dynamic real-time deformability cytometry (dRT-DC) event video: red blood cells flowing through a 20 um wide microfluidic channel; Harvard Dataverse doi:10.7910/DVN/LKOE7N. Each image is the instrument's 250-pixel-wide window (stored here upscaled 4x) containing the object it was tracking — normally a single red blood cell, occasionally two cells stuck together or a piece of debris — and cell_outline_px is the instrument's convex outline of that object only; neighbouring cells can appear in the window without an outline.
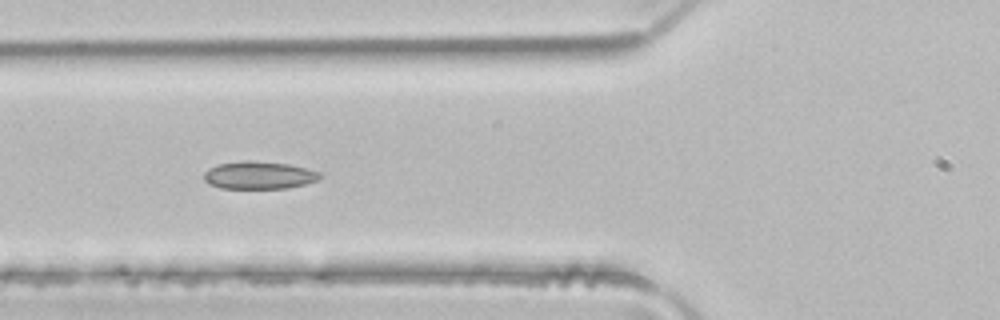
{"species": "common noctule bat (a hibernating species)", "species_latin": "Nyctalus noctula", "temperature_condition": "room temperature", "stored_images_in_passage": 7, "camera_frame_rate_fps": 3000, "um_per_image_px": 0.085, "animal": {"sex": "male", "body_mass_g": 21.5, "forearm_length_mm": 52.0}, "frame": {"image": 1, "passage_image": 5, "time_ms": 1.333, "image_size_px": [1000, 320], "cell_outline_px": [[320, 176], [316, 180], [304, 184], [288, 188], [220, 188], [208, 184], [204, 180], [204, 172], [208, 168], [220, 164], [248, 160], [288, 164], [320, 172]], "centroid_in_image_um": [21.96, 14.9], "position_along_channel_um": 103.8, "area_um2": 18.44}}
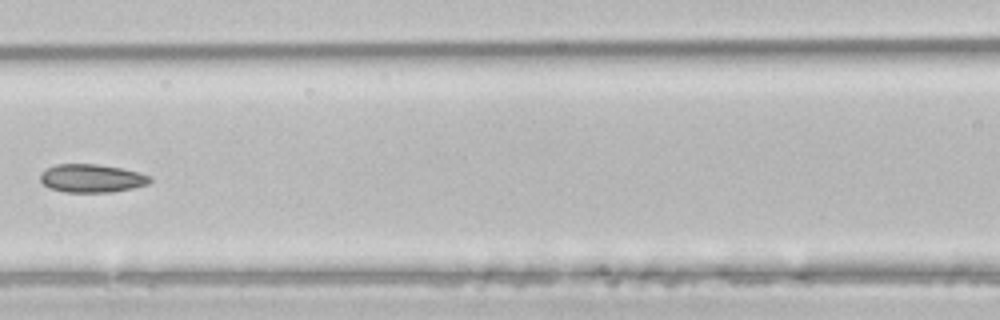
{"frame": {"image": 2, "passage_image": 6, "time_ms": 1.667, "image_size_px": [1000, 320], "cell_outline_px": [[152, 180], [148, 184], [132, 188], [112, 192], [64, 192], [48, 188], [40, 180], [40, 172], [56, 164], [96, 164], [120, 168], [152, 176]], "centroid_in_image_um": [7.77, 15.16], "position_along_channel_um": 158.8, "area_um2": 18.03}}
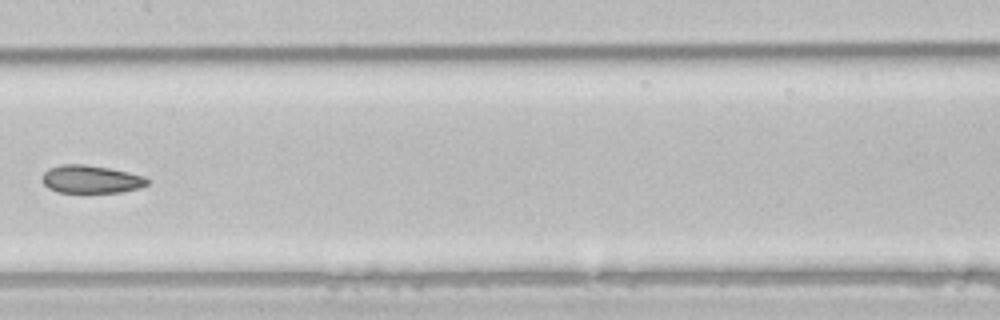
{"frame": {"image": 3, "passage_image": 7, "time_ms": 2.0, "image_size_px": [1000, 320], "cell_outline_px": [[148, 184], [140, 188], [120, 192], [56, 192], [48, 188], [40, 180], [40, 176], [48, 168], [60, 164], [84, 164], [108, 168], [128, 172], [144, 176], [148, 180]], "centroid_in_image_um": [7.68, 15.23], "position_along_channel_um": 199.7, "area_um2": 17.22}}